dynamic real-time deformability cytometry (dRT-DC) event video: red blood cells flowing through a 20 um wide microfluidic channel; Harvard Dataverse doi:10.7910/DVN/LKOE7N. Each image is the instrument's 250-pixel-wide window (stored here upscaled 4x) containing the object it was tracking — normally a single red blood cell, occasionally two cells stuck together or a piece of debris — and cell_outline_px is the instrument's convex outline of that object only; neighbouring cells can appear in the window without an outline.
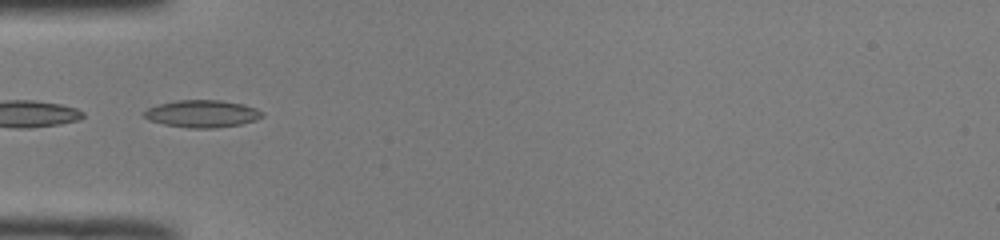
{"species": "common noctule bat (a hibernating species)", "species_latin": "Nyctalus noctula", "temperature_condition": "room temperature", "stored_images_in_passage": 7, "camera_frame_rate_fps": 3000, "um_per_image_px": 0.085, "animal": {"sex": "male", "body_mass_g": 19.0, "forearm_length_mm": 50.8}, "frame": {"image": 1, "passage_image": 3, "time_ms": 0.667, "image_size_px": [1000, 240], "cell_outline_px": [[264, 116], [256, 120], [240, 124], [216, 128], [188, 128], [164, 124], [148, 120], [144, 116], [144, 112], [148, 108], [156, 104], [176, 100], [220, 100], [244, 104], [256, 108], [264, 112]], "centroid_in_image_um": [17.19, 9.66], "position_along_channel_um": 67.8, "area_um2": 18.96}}
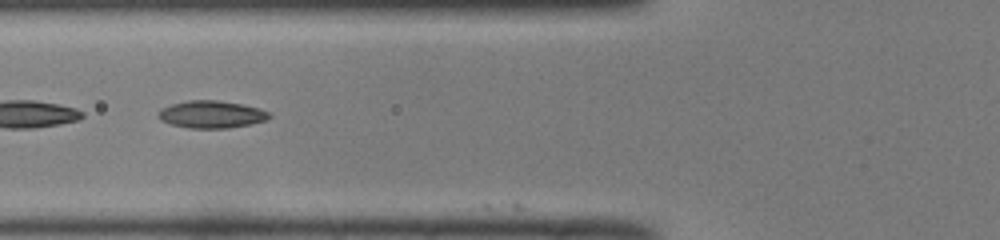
{"frame": {"image": 2, "passage_image": 6, "time_ms": 1.667, "image_size_px": [1000, 240], "cell_outline_px": [[272, 116], [268, 120], [228, 128], [188, 128], [172, 124], [160, 120], [156, 116], [160, 108], [172, 104], [188, 100], [216, 100], [240, 104], [260, 108], [268, 112]], "centroid_in_image_um": [17.95, 9.72], "position_along_channel_um": 107.9, "area_um2": 17.69}}